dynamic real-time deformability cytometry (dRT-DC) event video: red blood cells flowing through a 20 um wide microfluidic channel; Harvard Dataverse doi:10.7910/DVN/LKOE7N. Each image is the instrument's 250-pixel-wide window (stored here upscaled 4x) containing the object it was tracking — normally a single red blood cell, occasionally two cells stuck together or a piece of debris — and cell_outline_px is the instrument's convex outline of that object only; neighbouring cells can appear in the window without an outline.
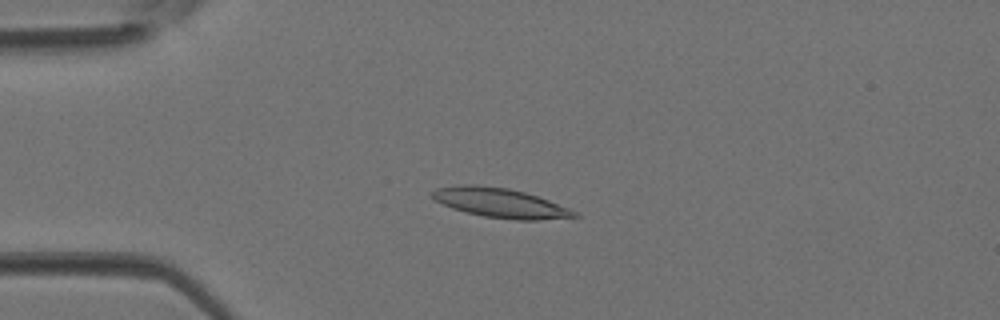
{"species": "Egyptian fruit bat (a non-hibernating species)", "species_latin": "Rousettus aegyptiacus", "temperature_condition": "room temperature", "stored_images_in_passage": 3, "camera_frame_rate_fps": 3000, "um_per_image_px": 0.085, "animal": {"sex": "female"}, "frame": {"image": 1, "passage_image": 3, "time_ms": 0.667, "image_size_px": [1000, 320], "cell_outline_px": [[580, 216], [536, 220], [516, 220], [484, 216], [452, 208], [436, 200], [432, 196], [432, 192], [436, 188], [460, 184], [476, 184], [508, 188], [524, 192], [548, 200], [568, 208], [576, 212]], "centroid_in_image_um": [42.5, 17.23], "position_along_channel_um": 42.5, "area_um2": 24.04}}